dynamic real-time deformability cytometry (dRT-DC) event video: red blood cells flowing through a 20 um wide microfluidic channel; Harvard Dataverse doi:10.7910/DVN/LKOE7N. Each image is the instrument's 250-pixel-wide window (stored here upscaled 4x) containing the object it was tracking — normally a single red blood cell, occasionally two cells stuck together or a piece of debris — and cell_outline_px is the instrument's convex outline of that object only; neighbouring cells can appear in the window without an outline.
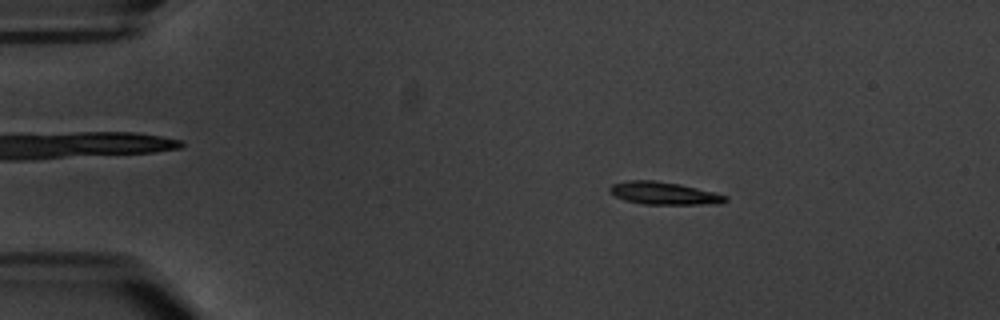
{"species": "common noctule bat (a hibernating species)", "species_latin": "Nyctalus noctula", "temperature_condition": "warm", "stored_images_in_passage": 4, "camera_frame_rate_fps": 3000, "um_per_image_px": 0.085, "animal": {"sex": "male", "body_mass_g": 20.1, "forearm_length_mm": 53.5}, "frame": {"image": 1, "passage_image": 2, "time_ms": 1.333, "image_size_px": [1000, 320], "cell_outline_px": [[728, 200], [720, 204], [644, 204], [624, 200], [608, 192], [608, 188], [612, 184], [628, 180], [656, 180], [680, 184], [728, 196]], "centroid_in_image_um": [56.4, 16.42], "position_along_channel_um": 28.6, "area_um2": 15.26}}